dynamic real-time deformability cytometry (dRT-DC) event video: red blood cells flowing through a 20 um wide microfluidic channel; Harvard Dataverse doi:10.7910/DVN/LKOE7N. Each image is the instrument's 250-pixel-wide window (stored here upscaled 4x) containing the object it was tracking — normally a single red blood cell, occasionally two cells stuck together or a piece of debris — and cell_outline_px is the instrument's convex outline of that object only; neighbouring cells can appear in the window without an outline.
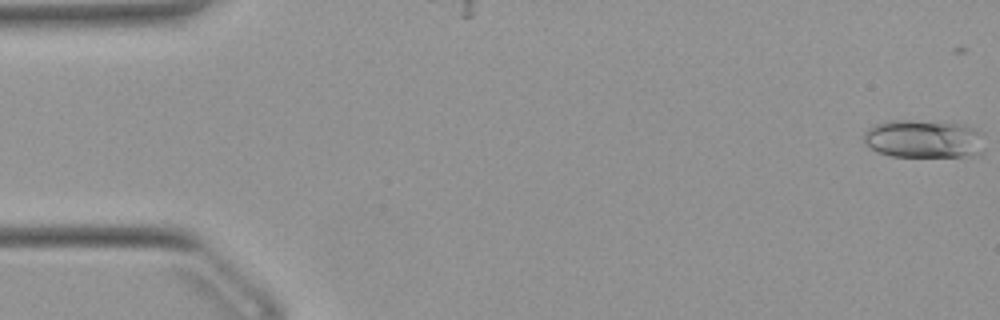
{"species": "Egyptian fruit bat (a non-hibernating species)", "species_latin": "Rousettus aegyptiacus", "temperature_condition": "warm", "stored_images_in_passage": 46, "camera_frame_rate_fps": 3000, "um_per_image_px": 0.085, "animal": {"sex": "female"}, "frame": {"image": 1, "passage_image": 1, "time_ms": 0.0, "image_size_px": [1000, 320], "cell_outline_px": [[984, 152], [976, 156], [888, 156], [876, 152], [864, 140], [864, 132], [872, 124], [888, 120], [912, 120], [964, 124], [976, 128], [984, 132]], "centroid_in_image_um": [78.58, 11.8], "position_along_channel_um": 6.4, "area_um2": 27.51}}
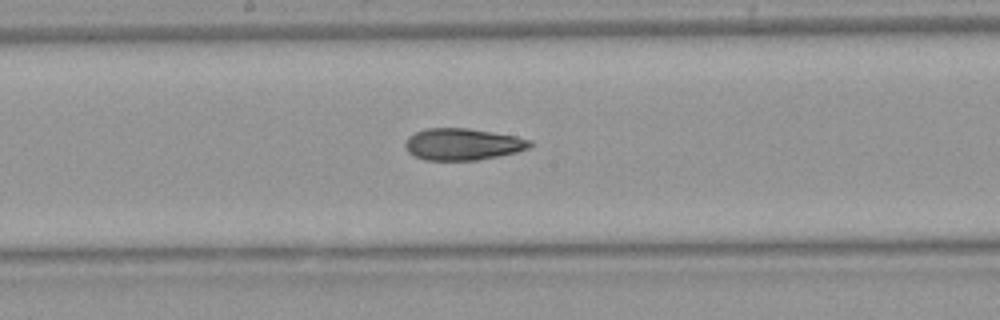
{"frame": {"image": 2, "passage_image": 27, "time_ms": 8.667, "image_size_px": [1000, 320], "cell_outline_px": [[532, 144], [528, 148], [516, 152], [476, 160], [424, 160], [408, 152], [404, 148], [404, 144], [408, 136], [416, 132], [428, 128], [468, 128], [516, 136], [532, 140]], "centroid_in_image_um": [39.3, 12.25], "position_along_channel_um": 208.9, "area_um2": 23.0}}
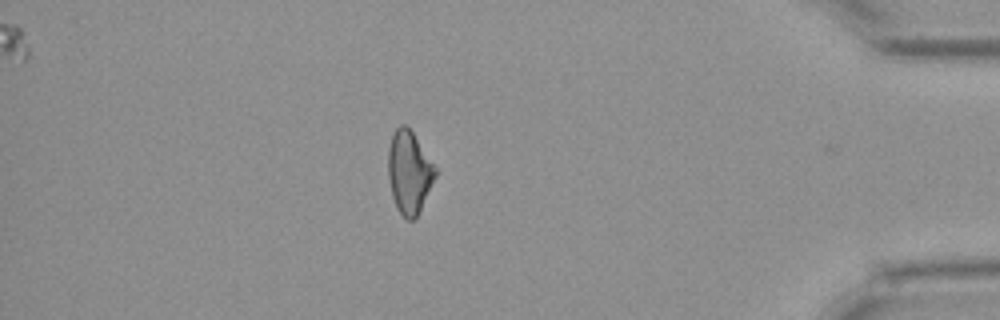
{"frame": {"image": 3, "passage_image": 45, "time_ms": 14.667, "image_size_px": [1000, 320], "cell_outline_px": [[436, 176], [416, 216], [412, 220], [408, 220], [396, 208], [392, 196], [388, 176], [388, 148], [392, 136], [396, 128], [400, 124], [408, 124], [436, 168]], "centroid_in_image_um": [34.76, 14.58], "position_along_channel_um": 400.4, "area_um2": 22.48}, "authors_computed_cell_mechanics": {"area_um2": 23.5535, "velocity_mm_per_s": 3.9301, "shape_relaxation_time_tau1_ms": 11.2972, "shape_relaxation_time_tau2_ms": 3.5149, "deformation_change_tau1": 0.235, "deformation_change_tau2": 0.1234}}